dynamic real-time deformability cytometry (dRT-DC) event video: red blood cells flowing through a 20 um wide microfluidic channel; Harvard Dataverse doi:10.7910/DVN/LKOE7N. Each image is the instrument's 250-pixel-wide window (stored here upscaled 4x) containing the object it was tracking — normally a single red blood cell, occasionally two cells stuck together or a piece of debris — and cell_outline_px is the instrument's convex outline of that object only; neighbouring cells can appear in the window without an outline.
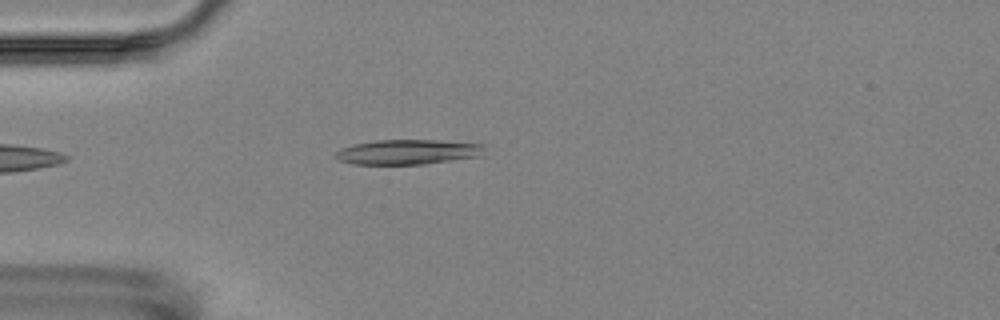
{"species": "Egyptian fruit bat (a non-hibernating species)", "species_latin": "Rousettus aegyptiacus", "temperature_condition": "room temperature", "stored_images_in_passage": 4, "camera_frame_rate_fps": 3000, "um_per_image_px": 0.085, "animal": {"sex": "female"}, "frame": {"image": 1, "passage_image": 4, "time_ms": 4.333, "image_size_px": [1000, 320], "cell_outline_px": [[484, 144], [480, 156], [424, 164], [352, 164], [340, 160], [336, 156], [336, 152], [340, 148], [352, 144], [376, 140], [436, 140]], "centroid_in_image_um": [34.63, 12.91], "position_along_channel_um": 50.4, "area_um2": 21.44}}